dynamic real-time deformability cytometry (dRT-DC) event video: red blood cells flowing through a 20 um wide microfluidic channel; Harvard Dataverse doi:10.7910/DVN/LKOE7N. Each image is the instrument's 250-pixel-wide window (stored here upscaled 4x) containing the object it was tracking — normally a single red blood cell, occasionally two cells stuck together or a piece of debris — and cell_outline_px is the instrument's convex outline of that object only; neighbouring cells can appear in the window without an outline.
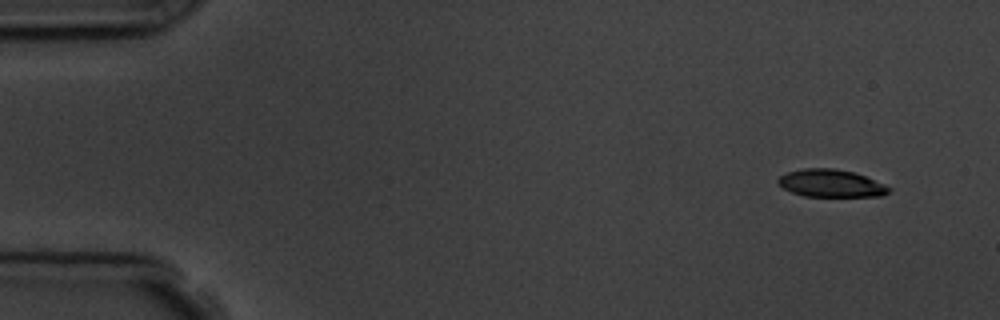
{"species": "common noctule bat (a hibernating species)", "species_latin": "Nyctalus noctula", "temperature_condition": "room temperature", "stored_images_in_passage": 4, "camera_frame_rate_fps": 3000, "um_per_image_px": 0.085, "animal": {"sex": "male", "body_mass_g": 19.5, "forearm_length_mm": 54.6}, "frame": {"image": 1, "passage_image": 1, "time_ms": 0.0, "image_size_px": [1000, 320], "cell_outline_px": [[892, 188], [888, 192], [880, 196], [804, 196], [792, 192], [784, 188], [776, 180], [780, 176], [788, 172], [804, 168], [836, 168], [852, 172], [864, 176], [884, 184]], "centroid_in_image_um": [70.62, 15.58], "position_along_channel_um": 14.4, "area_um2": 17.57}}
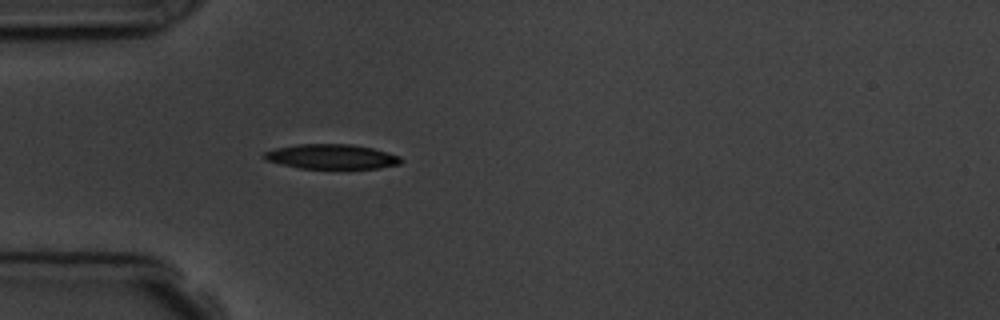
{"frame": {"image": 2, "passage_image": 4, "time_ms": 4.0, "image_size_px": [1000, 320], "cell_outline_px": [[404, 160], [400, 164], [380, 168], [300, 168], [264, 160], [264, 152], [276, 148], [296, 144], [352, 144], [372, 148], [388, 152], [400, 156]], "centroid_in_image_um": [28.21, 13.31], "position_along_channel_um": 56.8, "area_um2": 19.71}}